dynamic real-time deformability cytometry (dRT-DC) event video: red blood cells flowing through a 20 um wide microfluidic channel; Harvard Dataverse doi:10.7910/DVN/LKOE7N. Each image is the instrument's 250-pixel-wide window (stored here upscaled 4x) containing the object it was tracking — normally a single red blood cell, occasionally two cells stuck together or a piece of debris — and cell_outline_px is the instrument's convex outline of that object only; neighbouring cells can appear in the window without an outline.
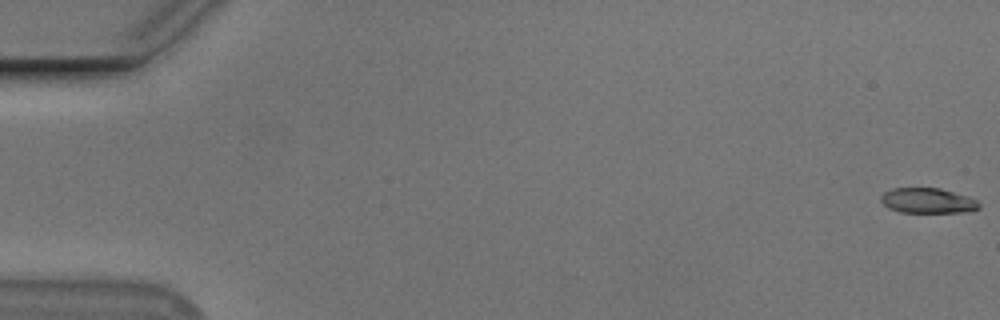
{"species": "Egyptian fruit bat (a non-hibernating species)", "species_latin": "Rousettus aegyptiacus", "temperature_condition": "cold", "stored_images_in_passage": 56, "camera_frame_rate_fps": 3000, "um_per_image_px": 0.085, "animal": {"sex": "male"}, "frame": {"image": 1, "passage_image": 1, "time_ms": 0.0, "image_size_px": [1000, 320], "cell_outline_px": [[980, 208], [964, 212], [900, 212], [888, 208], [880, 200], [880, 196], [884, 192], [892, 188], [940, 188], [968, 196], [976, 200], [980, 204]], "centroid_in_image_um": [78.84, 17.05], "position_along_channel_um": 6.2, "area_um2": 14.39}}
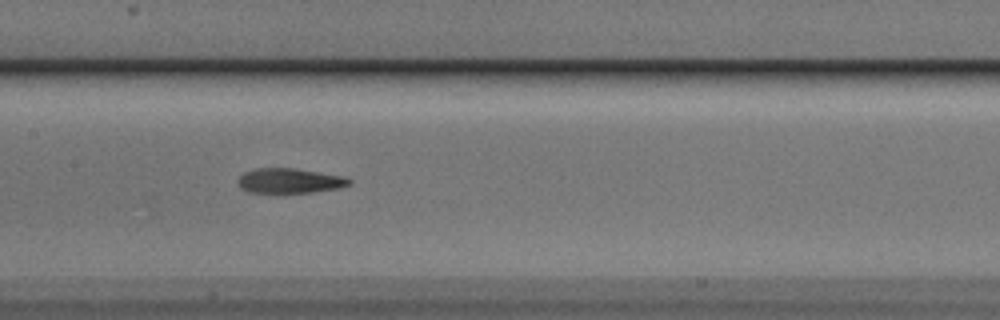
{"frame": {"image": 2, "passage_image": 28, "time_ms": 9.0, "image_size_px": [1000, 320], "cell_outline_px": [[352, 184], [340, 188], [312, 192], [280, 196], [248, 192], [240, 188], [236, 180], [244, 172], [256, 168], [292, 168], [344, 176], [352, 180]], "centroid_in_image_um": [24.57, 15.42], "position_along_channel_um": 182.8, "area_um2": 17.05}}
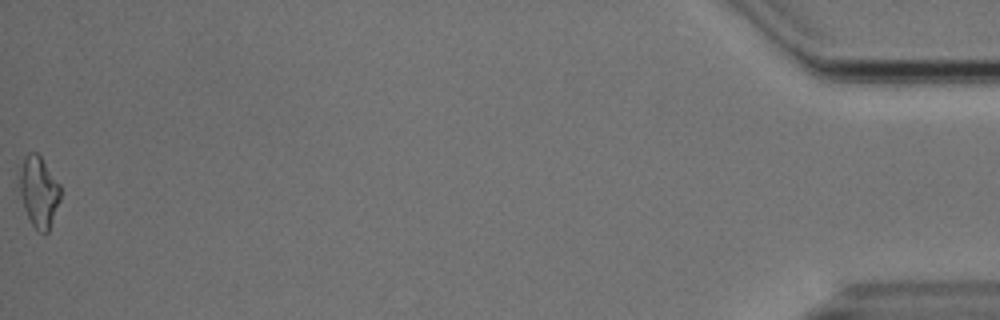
{"frame": {"image": 3, "passage_image": 56, "time_ms": 18.333, "image_size_px": [1000, 320], "cell_outline_px": [[60, 200], [48, 232], [44, 236], [32, 224], [24, 208], [20, 192], [20, 168], [24, 156], [28, 152], [36, 152], [40, 156], [60, 184]], "centroid_in_image_um": [3.31, 16.29], "position_along_channel_um": 431.9, "area_um2": 16.76}, "authors_computed_cell_mechanics": {"area_um2": 16.3863, "velocity_mm_per_s": 3.7354, "shape_relaxation_time_tau1_ms": 3.8496, "shape_relaxation_time_tau2_ms": 1.8942, "deformation_change_tau1": 0.1828, "deformation_change_tau2": 0.1121}}